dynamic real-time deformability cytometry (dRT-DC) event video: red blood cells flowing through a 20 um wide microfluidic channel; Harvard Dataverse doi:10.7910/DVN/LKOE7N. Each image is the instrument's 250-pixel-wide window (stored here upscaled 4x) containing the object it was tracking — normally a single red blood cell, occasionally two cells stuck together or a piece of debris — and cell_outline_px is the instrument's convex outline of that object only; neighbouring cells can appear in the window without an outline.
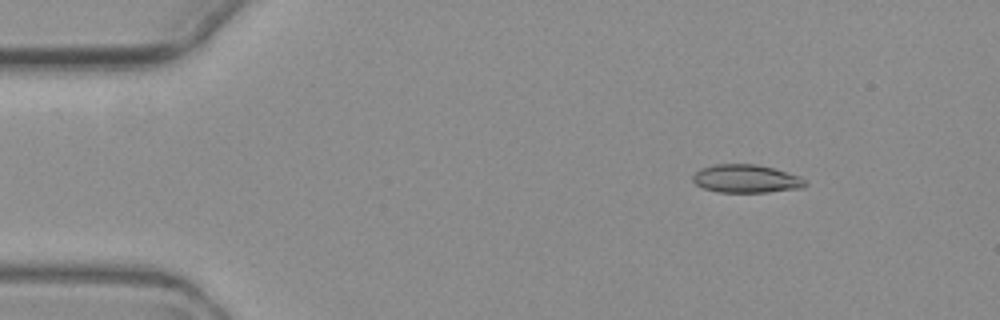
{"species": "common noctule bat (a hibernating species)", "species_latin": "Nyctalus noctula", "temperature_condition": "warm", "stored_images_in_passage": 5, "camera_frame_rate_fps": 3000, "um_per_image_px": 0.085, "animal": {"sex": "female", "body_mass_g": 19.3, "forearm_length_mm": 54.1}, "frame": {"image": 1, "passage_image": 1, "time_ms": 0.0, "image_size_px": [1000, 320], "cell_outline_px": [[808, 184], [804, 188], [768, 192], [720, 192], [704, 188], [696, 184], [692, 180], [692, 176], [700, 168], [716, 164], [756, 164], [772, 168], [800, 176]], "centroid_in_image_um": [63.43, 15.19], "position_along_channel_um": 21.6, "area_um2": 18.44}}
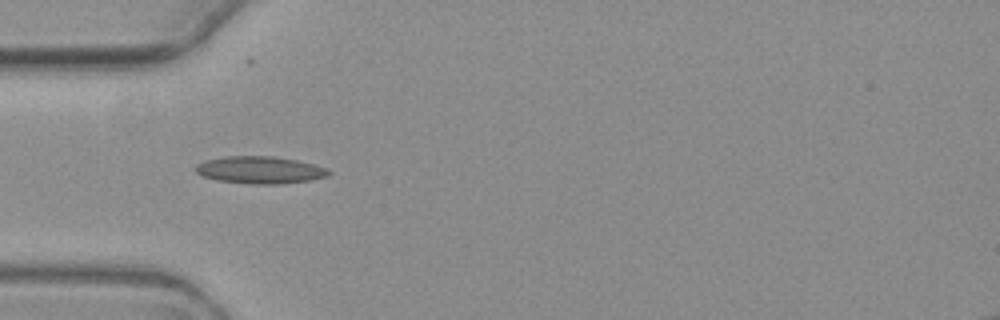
{"frame": {"image": 2, "passage_image": 4, "time_ms": 3.333, "image_size_px": [1000, 320], "cell_outline_px": [[332, 172], [328, 176], [308, 180], [280, 184], [252, 184], [216, 180], [200, 176], [196, 172], [196, 164], [208, 160], [228, 156], [272, 156], [296, 160], [312, 164], [324, 168]], "centroid_in_image_um": [22.06, 14.45], "position_along_channel_um": 62.9, "area_um2": 20.92}}
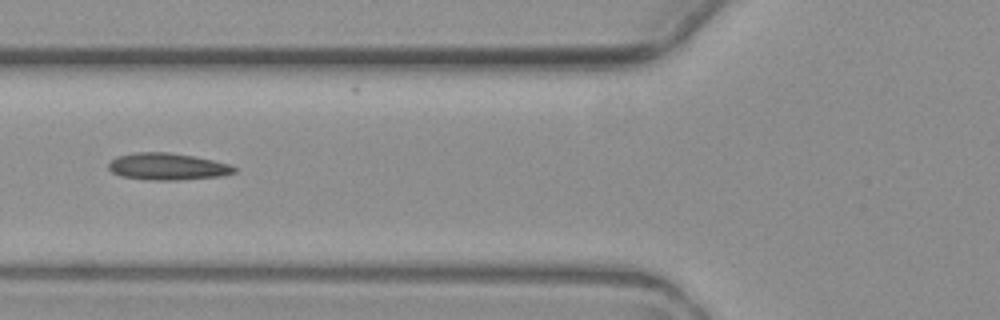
{"frame": {"image": 3, "passage_image": 5, "time_ms": 4.667, "image_size_px": [1000, 320], "cell_outline_px": [[236, 172], [224, 176], [180, 180], [156, 180], [120, 176], [112, 172], [108, 168], [108, 164], [116, 156], [136, 152], [168, 152], [192, 156], [212, 160], [228, 164], [236, 168]], "centroid_in_image_um": [14.23, 14.16], "position_along_channel_um": 111.6, "area_um2": 19.65}}